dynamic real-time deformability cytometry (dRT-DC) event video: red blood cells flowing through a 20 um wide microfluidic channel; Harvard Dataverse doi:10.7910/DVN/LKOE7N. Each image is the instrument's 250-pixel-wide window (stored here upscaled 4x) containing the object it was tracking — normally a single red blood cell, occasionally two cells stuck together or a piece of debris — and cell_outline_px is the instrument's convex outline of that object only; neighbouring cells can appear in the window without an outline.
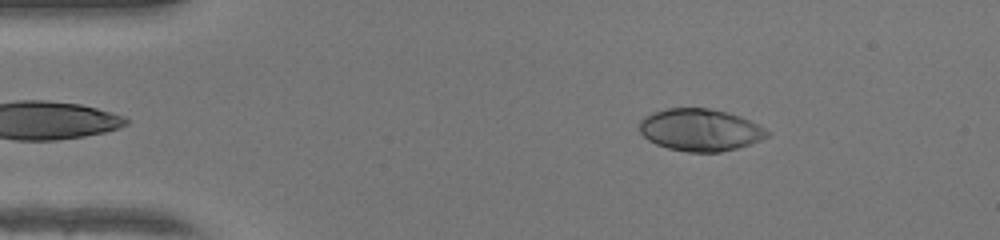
{"species": "human", "species_latin": "Homo sapiens", "temperature_condition": "warm", "stored_images_in_passage": 43, "camera_frame_rate_fps": 3000, "um_per_image_px": 0.085, "donor": {"sex": "female"}, "frame": {"image": 1, "passage_image": 2, "time_ms": 0.333, "image_size_px": [1000, 240], "cell_outline_px": [[768, 136], [760, 140], [736, 148], [720, 152], [688, 152], [668, 148], [656, 144], [648, 140], [640, 132], [640, 120], [644, 116], [652, 112], [664, 108], [708, 108], [728, 112], [740, 116], [764, 128], [768, 132]], "centroid_in_image_um": [59.47, 11.03], "position_along_channel_um": 25.5, "area_um2": 31.27}}
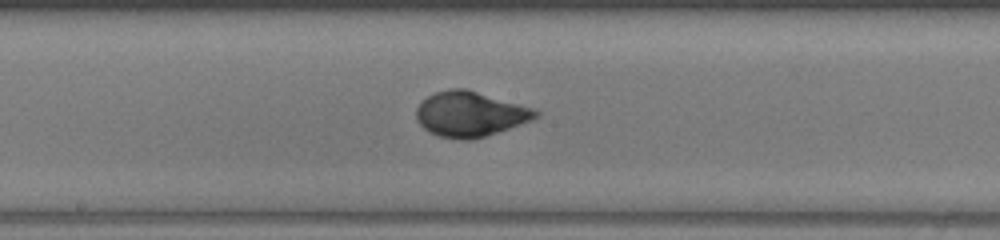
{"frame": {"image": 2, "passage_image": 20, "time_ms": 6.333, "image_size_px": [1000, 240], "cell_outline_px": [[540, 116], [532, 120], [472, 140], [460, 140], [440, 136], [428, 132], [416, 120], [416, 108], [428, 96], [436, 92], [448, 88], [464, 88], [532, 108], [540, 112]], "centroid_in_image_um": [39.93, 9.7], "position_along_channel_um": 208.3, "area_um2": 31.04}}
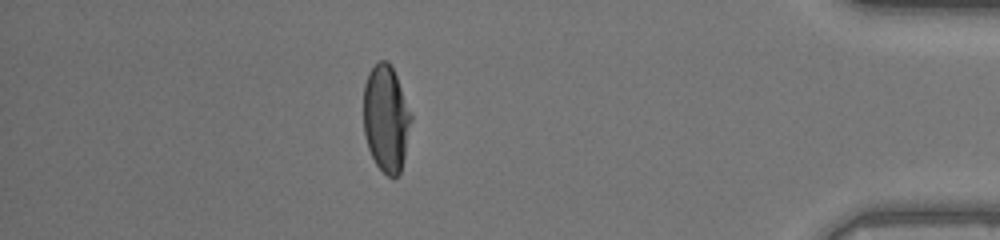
{"frame": {"image": 3, "passage_image": 37, "time_ms": 12.0, "image_size_px": [1000, 240], "cell_outline_px": [[412, 120], [404, 156], [400, 172], [396, 176], [388, 176], [376, 164], [368, 148], [364, 132], [364, 84], [368, 72], [380, 60], [388, 60], [396, 76], [412, 112]], "centroid_in_image_um": [32.82, 10.04], "position_along_channel_um": 402.4, "area_um2": 29.48}, "authors_computed_cell_mechanics": {"area_um2": 30.6918, "velocity_mm_per_s": 4.2436, "shape_relaxation_time_tau1_ms": 4.238, "shape_relaxation_time_tau2_ms": null, "deformation_change_tau1": 0.2404, "deformation_change_tau2": null}}